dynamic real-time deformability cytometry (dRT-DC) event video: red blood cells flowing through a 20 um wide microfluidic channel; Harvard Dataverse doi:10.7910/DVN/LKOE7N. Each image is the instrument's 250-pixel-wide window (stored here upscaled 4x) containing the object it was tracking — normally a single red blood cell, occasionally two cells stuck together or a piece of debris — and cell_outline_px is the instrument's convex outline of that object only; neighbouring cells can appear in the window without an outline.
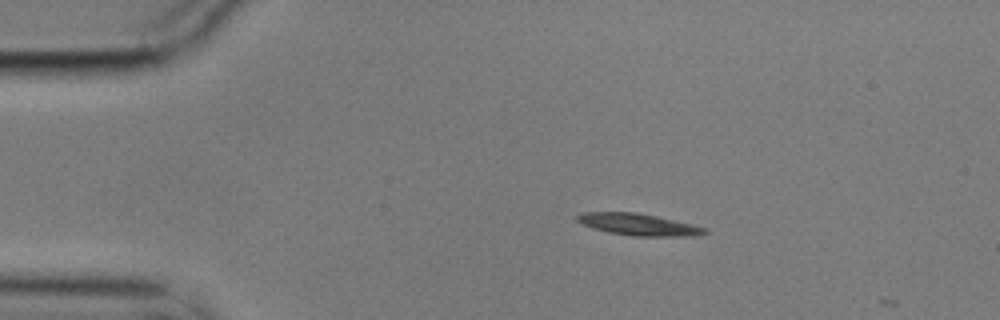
{"species": "common noctule bat (a hibernating species)", "species_latin": "Nyctalus noctula", "temperature_condition": "cold", "stored_images_in_passage": 2, "camera_frame_rate_fps": 3000, "um_per_image_px": 0.085, "animal": {"sex": "male", "body_mass_g": 17.9}, "frame": {"image": 1, "passage_image": 1, "time_ms": 0.0, "image_size_px": [1000, 320], "cell_outline_px": [[708, 232], [696, 236], [632, 236], [608, 232], [592, 228], [576, 220], [576, 216], [580, 212], [636, 212], [656, 216], [692, 224], [708, 228]], "centroid_in_image_um": [54.28, 19.08], "position_along_channel_um": 30.7, "area_um2": 16.24}}